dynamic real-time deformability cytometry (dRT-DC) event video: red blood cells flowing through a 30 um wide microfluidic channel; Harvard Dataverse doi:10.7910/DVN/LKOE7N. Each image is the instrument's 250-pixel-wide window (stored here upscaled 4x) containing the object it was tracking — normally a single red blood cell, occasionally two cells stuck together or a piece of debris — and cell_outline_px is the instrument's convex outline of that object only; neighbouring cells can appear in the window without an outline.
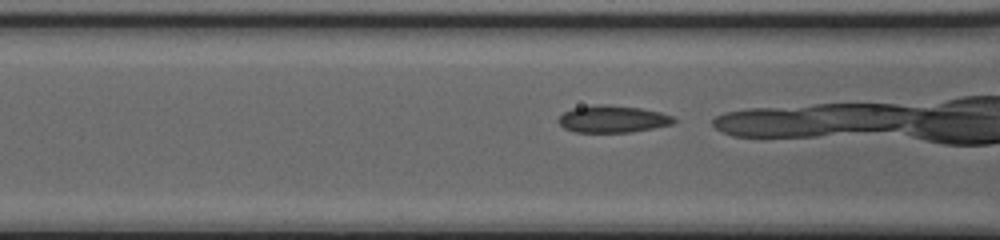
{"species": "common noctule bat (a hibernating species)", "species_latin": "Nyctalus noctula", "temperature_condition": "cold", "stored_images_in_passage": 28, "camera_frame_rate_fps": 3000, "um_per_image_px": 0.085, "animal": {"sex": "female", "body_mass_g": 20.0, "forearm_length_mm": 54.0}, "frame": {"image": 1, "passage_image": 16, "time_ms": 5.0, "image_size_px": [1000, 240], "cell_outline_px": [[676, 124], [632, 132], [576, 132], [564, 128], [556, 120], [564, 112], [572, 108], [592, 104], [608, 104], [640, 108], [660, 112], [676, 116]], "centroid_in_image_um": [52.11, 10.11], "position_along_channel_um": 114.5, "area_um2": 18.55}}
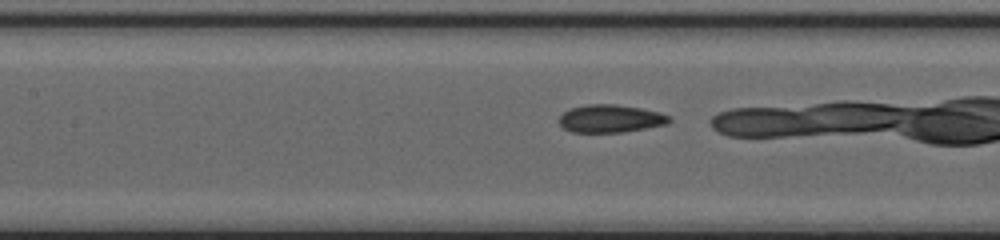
{"frame": {"image": 2, "passage_image": 19, "time_ms": 6.0, "image_size_px": [1000, 240], "cell_outline_px": [[672, 120], [668, 124], [624, 132], [572, 132], [564, 128], [556, 120], [564, 112], [572, 108], [588, 104], [616, 104], [640, 108], [660, 112], [672, 116]], "centroid_in_image_um": [51.92, 10.08], "position_along_channel_um": 155.5, "area_um2": 17.98}}
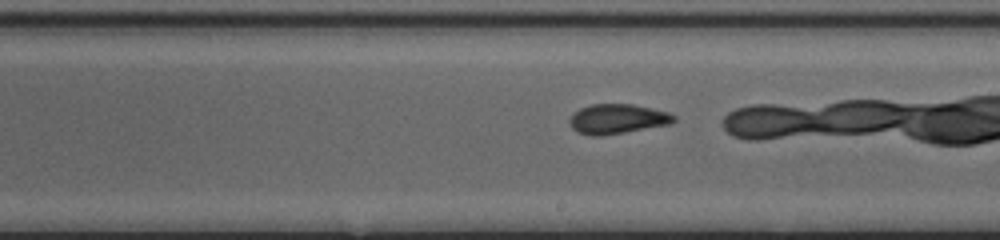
{"frame": {"image": 3, "passage_image": 25, "time_ms": 8.0, "image_size_px": [1000, 240], "cell_outline_px": [[676, 120], [672, 124], [600, 136], [592, 136], [576, 132], [568, 124], [568, 120], [580, 108], [592, 104], [632, 104], [668, 112], [676, 116]], "centroid_in_image_um": [52.47, 10.11], "position_along_channel_um": 236.5, "area_um2": 18.09}}